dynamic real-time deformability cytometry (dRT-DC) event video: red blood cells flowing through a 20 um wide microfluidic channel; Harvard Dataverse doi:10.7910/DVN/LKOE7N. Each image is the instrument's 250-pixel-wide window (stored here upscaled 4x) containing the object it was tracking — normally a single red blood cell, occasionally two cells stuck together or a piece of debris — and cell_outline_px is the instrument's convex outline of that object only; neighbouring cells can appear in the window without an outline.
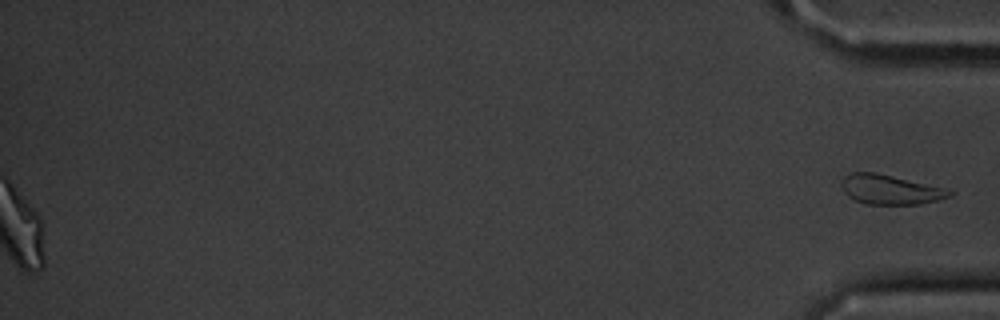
{"species": "common noctule bat (a hibernating species)", "species_latin": "Nyctalus noctula", "temperature_condition": "cold", "stored_images_in_passage": 56, "segment_of_instrument_passage": [2, 2], "camera_frame_rate_fps": 3000, "um_per_image_px": 0.085, "animal": {"sex": "male", "body_mass_g": 20.1, "forearm_length_mm": 53.5}, "frame": {"image": 1, "passage_image": 56, "time_ms": 18.333, "image_size_px": [1000, 320], "cell_outline_px": [[956, 192], [952, 196], [940, 200], [920, 204], [864, 204], [848, 196], [844, 192], [844, 176], [852, 172], [876, 172], [944, 188]], "centroid_in_image_um": [75.72, 16.12], "position_along_channel_um": 359.5, "area_um2": 18.44}}